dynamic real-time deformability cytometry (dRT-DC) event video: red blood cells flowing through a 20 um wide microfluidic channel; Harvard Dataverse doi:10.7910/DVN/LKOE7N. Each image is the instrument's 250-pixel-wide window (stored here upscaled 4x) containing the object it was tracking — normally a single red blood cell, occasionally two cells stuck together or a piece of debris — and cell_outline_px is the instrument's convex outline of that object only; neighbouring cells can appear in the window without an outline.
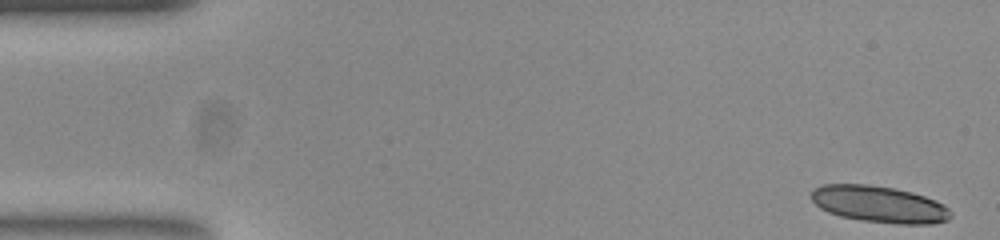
{"species": "common noctule bat (a hibernating species)", "species_latin": "Nyctalus noctula", "temperature_condition": "room temperature", "stored_images_in_passage": 29, "camera_frame_rate_fps": 3000, "um_per_image_px": 0.085, "animal": {"sex": "female", "body_mass_g": 23.0, "forearm_length_mm": 53.4}, "frame": {"image": 1, "passage_image": 1, "time_ms": 0.0, "image_size_px": [1000, 240], "cell_outline_px": [[952, 216], [948, 220], [932, 224], [896, 224], [860, 220], [840, 216], [828, 212], [820, 208], [808, 196], [812, 188], [824, 184], [868, 184], [892, 188], [912, 192], [936, 200], [944, 204], [952, 212]], "centroid_in_image_um": [74.72, 17.36], "position_along_channel_um": 10.3, "area_um2": 30.11}}
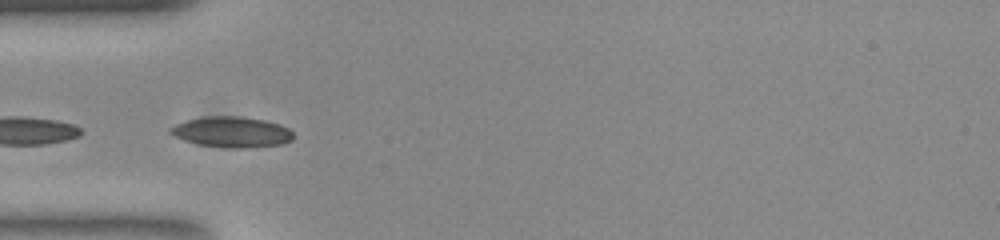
{"frame": {"image": 2, "passage_image": 16, "time_ms": 5.0, "image_size_px": [1000, 240], "cell_outline_px": [[292, 140], [284, 144], [244, 148], [228, 148], [196, 144], [172, 136], [168, 132], [168, 128], [184, 120], [204, 116], [240, 116], [264, 120], [280, 124], [288, 128], [292, 132]], "centroid_in_image_um": [19.65, 11.22], "position_along_channel_um": 65.4, "area_um2": 22.25}}
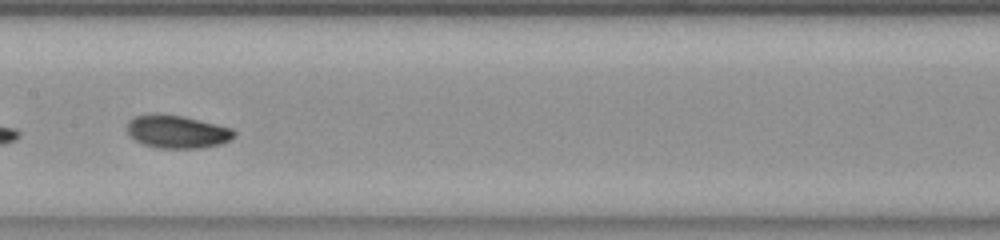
{"frame": {"image": 3, "passage_image": 26, "time_ms": 8.333, "image_size_px": [1000, 240], "cell_outline_px": [[236, 136], [220, 144], [200, 148], [156, 148], [144, 144], [136, 140], [128, 132], [128, 120], [136, 116], [152, 112], [184, 116], [232, 128], [236, 132]], "centroid_in_image_um": [15.06, 11.18], "position_along_channel_um": 192.3, "area_um2": 20.63}}